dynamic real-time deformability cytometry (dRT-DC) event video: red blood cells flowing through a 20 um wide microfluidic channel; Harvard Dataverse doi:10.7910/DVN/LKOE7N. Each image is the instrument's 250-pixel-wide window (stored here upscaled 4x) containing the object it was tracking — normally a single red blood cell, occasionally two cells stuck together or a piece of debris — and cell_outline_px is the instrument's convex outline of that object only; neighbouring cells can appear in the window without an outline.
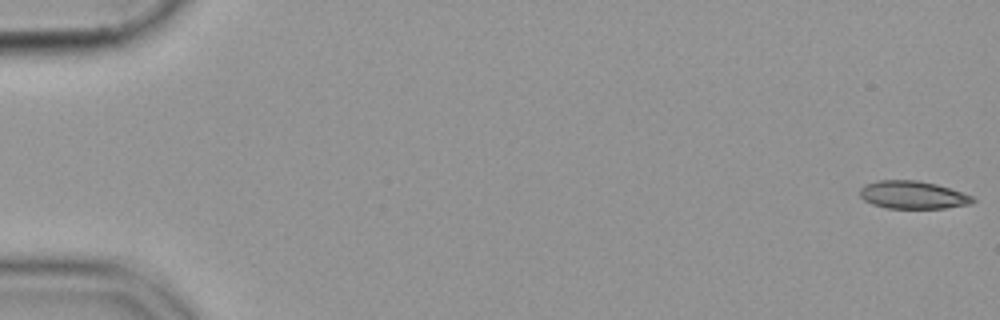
{"species": "common noctule bat (a hibernating species)", "species_latin": "Nyctalus noctula", "temperature_condition": "cold", "stored_images_in_passage": 55, "camera_frame_rate_fps": 3000, "um_per_image_px": 0.085, "animal": {"sex": "female", "body_mass_g": 19.9}, "frame": {"image": 1, "passage_image": 1, "time_ms": 0.0, "image_size_px": [1000, 320], "cell_outline_px": [[976, 200], [972, 204], [944, 208], [884, 208], [872, 204], [864, 200], [860, 196], [860, 188], [864, 184], [876, 180], [916, 180], [936, 184], [972, 196]], "centroid_in_image_um": [77.55, 16.57], "position_along_channel_um": 7.5, "area_um2": 18.32}}
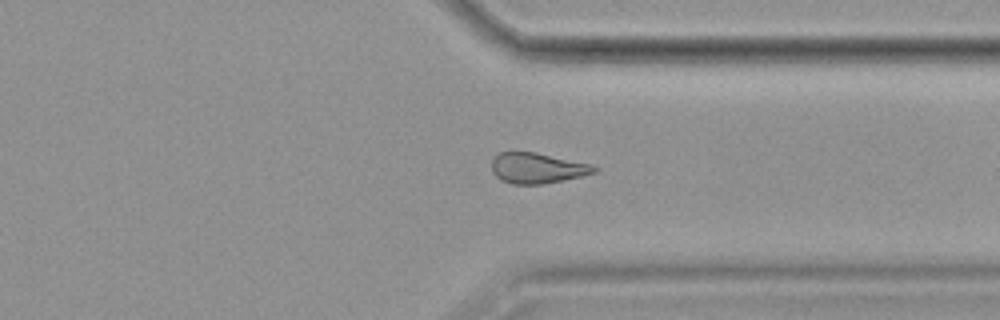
{"frame": {"image": 2, "passage_image": 43, "time_ms": 14.0, "image_size_px": [1000, 320], "cell_outline_px": [[600, 168], [596, 172], [564, 180], [544, 184], [512, 184], [500, 180], [492, 172], [492, 160], [500, 152], [536, 152], [592, 164]], "centroid_in_image_um": [45.68, 14.29], "position_along_channel_um": 365.7, "area_um2": 18.32}}
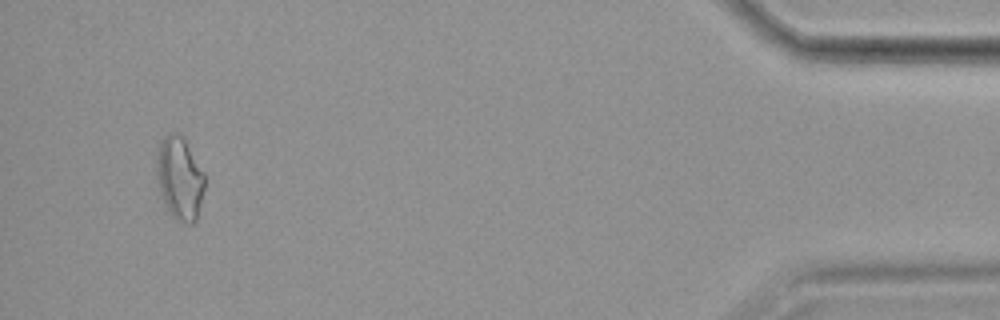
{"frame": {"image": 3, "passage_image": 53, "time_ms": 17.333, "image_size_px": [1000, 320], "cell_outline_px": [[204, 188], [196, 220], [192, 224], [188, 224], [176, 220], [172, 216], [160, 192], [156, 176], [156, 152], [164, 136], [168, 132], [172, 132], [180, 136], [184, 140], [204, 172]], "centroid_in_image_um": [15.25, 15.16], "position_along_channel_um": 419.9, "area_um2": 22.95}}